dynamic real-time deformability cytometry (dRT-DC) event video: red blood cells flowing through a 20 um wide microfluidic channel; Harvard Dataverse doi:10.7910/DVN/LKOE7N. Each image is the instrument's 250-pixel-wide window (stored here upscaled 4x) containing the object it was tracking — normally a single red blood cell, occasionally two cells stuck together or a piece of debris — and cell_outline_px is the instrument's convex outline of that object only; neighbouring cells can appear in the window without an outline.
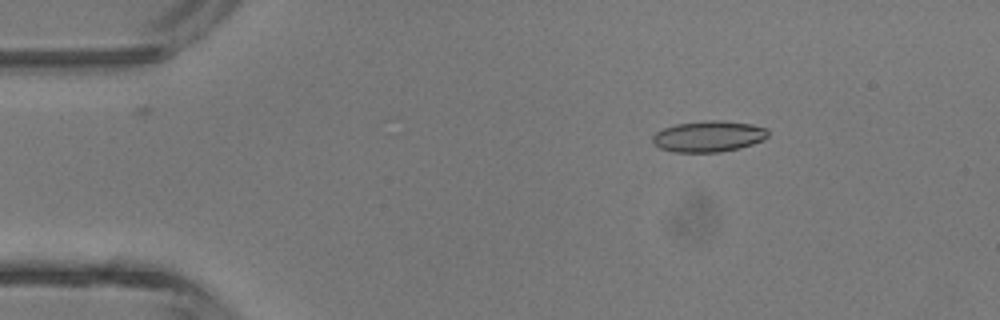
{"species": "common noctule bat (a hibernating species)", "species_latin": "Nyctalus noctula", "temperature_condition": "room temperature", "stored_images_in_passage": 5, "camera_frame_rate_fps": 3000, "um_per_image_px": 0.085, "animal": {"sex": "male", "body_mass_g": 13.3}, "frame": {"image": 1, "passage_image": 2, "time_ms": 1.333, "image_size_px": [1000, 320], "cell_outline_px": [[768, 136], [764, 140], [740, 148], [720, 152], [676, 152], [660, 148], [652, 144], [652, 136], [656, 132], [664, 128], [676, 124], [704, 120], [724, 120], [752, 124], [768, 128]], "centroid_in_image_um": [60.24, 11.58], "position_along_channel_um": 24.8, "area_um2": 21.15}}
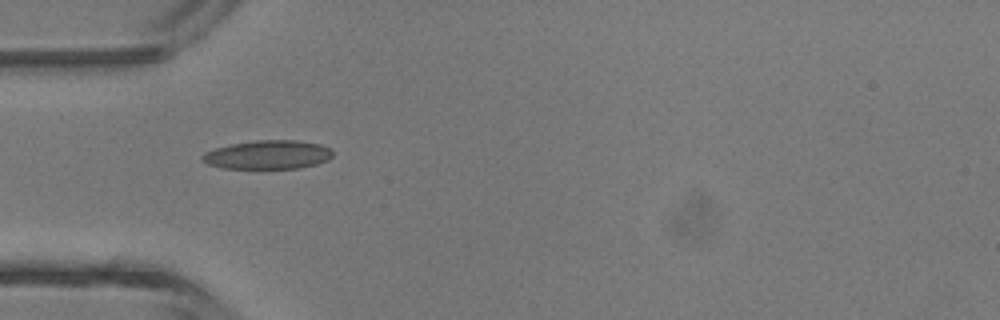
{"frame": {"image": 2, "passage_image": 4, "time_ms": 3.667, "image_size_px": [1000, 320], "cell_outline_px": [[332, 156], [328, 160], [316, 164], [300, 168], [224, 168], [208, 164], [200, 156], [204, 152], [216, 148], [232, 144], [256, 140], [296, 140], [320, 144], [332, 148]], "centroid_in_image_um": [22.8, 13.14], "position_along_channel_um": 62.2, "area_um2": 21.79}}
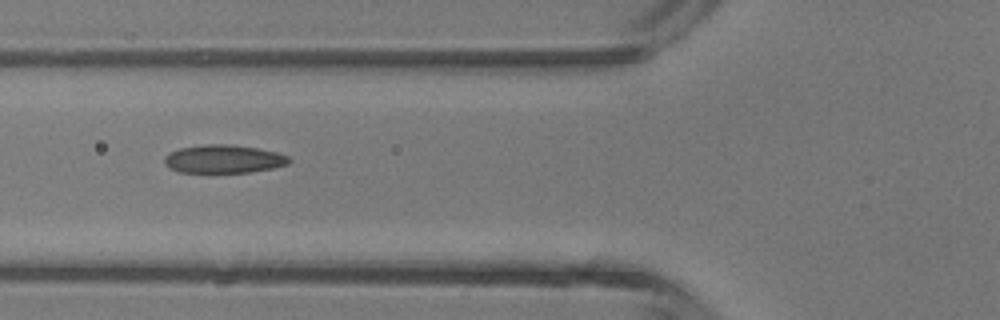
{"frame": {"image": 3, "passage_image": 5, "time_ms": 4.667, "image_size_px": [1000, 320], "cell_outline_px": [[292, 160], [288, 164], [272, 168], [248, 172], [180, 172], [168, 168], [164, 164], [164, 156], [168, 152], [180, 148], [204, 144], [228, 144], [256, 148], [276, 152], [288, 156]], "centroid_in_image_um": [18.97, 13.51], "position_along_channel_um": 106.8, "area_um2": 20.52}}